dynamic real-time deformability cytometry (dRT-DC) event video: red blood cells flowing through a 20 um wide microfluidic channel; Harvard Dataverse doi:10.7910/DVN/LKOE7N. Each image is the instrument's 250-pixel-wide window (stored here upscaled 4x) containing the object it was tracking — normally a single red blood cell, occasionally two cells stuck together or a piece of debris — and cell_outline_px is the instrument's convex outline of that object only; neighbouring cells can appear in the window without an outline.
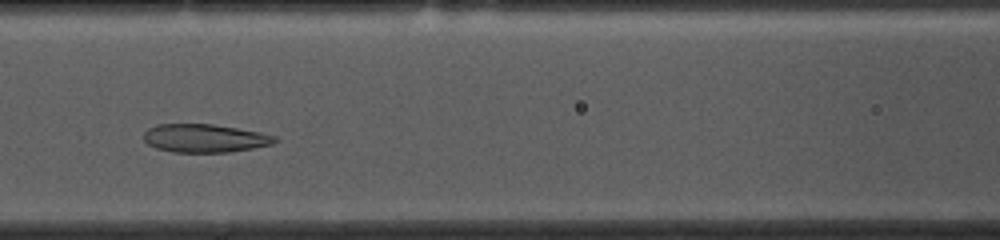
{"species": "common noctule bat (a hibernating species)", "species_latin": "Nyctalus noctula", "temperature_condition": "cold", "stored_images_in_passage": 38, "camera_frame_rate_fps": 3000, "um_per_image_px": 0.085, "animal": {"sex": "female", "body_mass_g": 10.0, "forearm_length_mm": 53.1}, "frame": {"image": 1, "passage_image": 17, "time_ms": 5.333, "image_size_px": [1000, 240], "cell_outline_px": [[280, 140], [272, 144], [252, 148], [228, 152], [172, 152], [156, 148], [148, 144], [144, 140], [144, 132], [148, 128], [156, 124], [212, 124], [260, 132], [276, 136]], "centroid_in_image_um": [17.4, 11.75], "position_along_channel_um": 149.2, "area_um2": 21.62}}
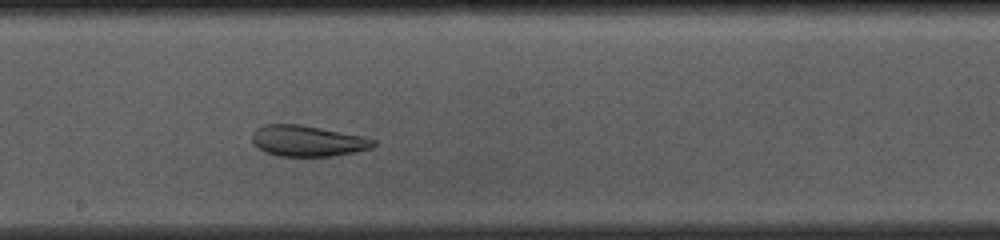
{"frame": {"image": 2, "passage_image": 23, "time_ms": 7.333, "image_size_px": [1000, 240], "cell_outline_px": [[376, 144], [372, 148], [356, 152], [332, 156], [280, 156], [264, 152], [252, 144], [252, 132], [256, 128], [264, 124], [300, 124], [364, 136], [376, 140]], "centroid_in_image_um": [26.13, 11.97], "position_along_channel_um": 222.1, "area_um2": 22.14}}
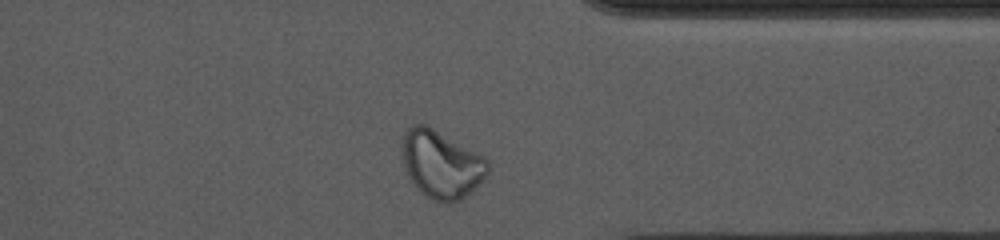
{"frame": {"image": 3, "passage_image": 36, "time_ms": 11.667, "image_size_px": [1000, 240], "cell_outline_px": [[488, 172], [480, 184], [460, 200], [432, 200], [424, 196], [416, 188], [408, 176], [404, 164], [400, 144], [400, 140], [404, 128], [412, 124], [424, 124], [432, 128], [484, 156], [488, 160]], "centroid_in_image_um": [37.46, 13.93], "position_along_channel_um": 373.9, "area_um2": 33.81}, "authors_computed_cell_mechanics": {"area_um2": 24.5939, "velocity_mm_per_s": 3.6536, "shape_relaxation_time_tau1_ms": null, "shape_relaxation_time_tau2_ms": 2.0358, "deformation_change_tau1": null, "deformation_change_tau2": 0.08}}